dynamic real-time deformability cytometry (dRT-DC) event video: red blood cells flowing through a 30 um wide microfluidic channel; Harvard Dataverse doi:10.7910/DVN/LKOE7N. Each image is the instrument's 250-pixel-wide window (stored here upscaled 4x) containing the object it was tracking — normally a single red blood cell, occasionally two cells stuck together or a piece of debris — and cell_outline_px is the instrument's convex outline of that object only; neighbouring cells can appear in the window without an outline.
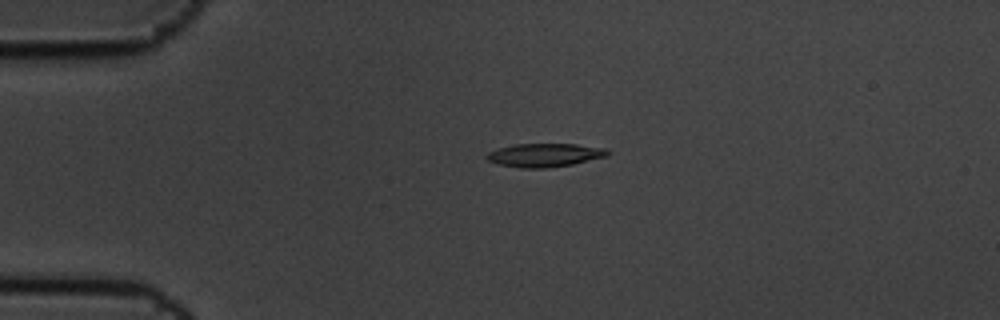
{"species": "common noctule bat (a hibernating species)", "species_latin": "Nyctalus noctula", "temperature_condition": "cold", "stored_images_in_passage": 5, "camera_frame_rate_fps": 3000, "um_per_image_px": 0.085, "animal": {"sex": "male", "body_mass_g": 19.5, "forearm_length_mm": 54.6}, "frame": {"image": 1, "passage_image": 4, "time_ms": 1.0, "image_size_px": [1000, 320], "cell_outline_px": [[612, 152], [608, 156], [572, 164], [544, 168], [520, 168], [500, 164], [488, 160], [484, 156], [488, 152], [500, 148], [516, 144], [576, 144], [608, 148]], "centroid_in_image_um": [46.36, 13.18], "position_along_channel_um": 38.6, "area_um2": 16.53}}